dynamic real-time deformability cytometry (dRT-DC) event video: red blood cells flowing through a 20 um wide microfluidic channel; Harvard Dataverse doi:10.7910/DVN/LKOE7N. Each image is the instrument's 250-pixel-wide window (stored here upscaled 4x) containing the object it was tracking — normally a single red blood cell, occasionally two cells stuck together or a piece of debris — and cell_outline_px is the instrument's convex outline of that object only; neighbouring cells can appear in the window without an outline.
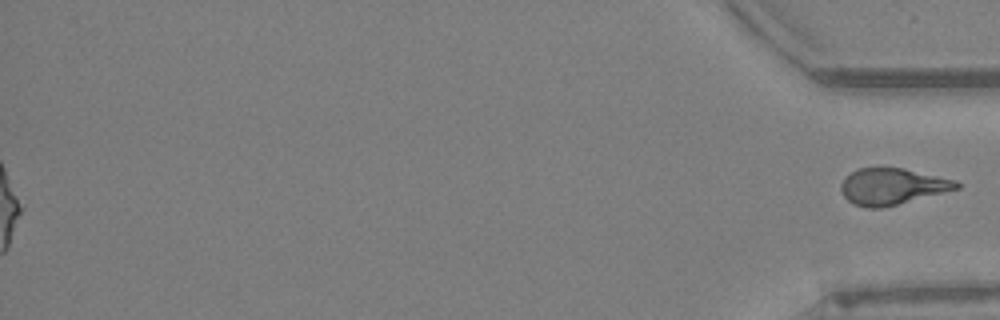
{"species": "Egyptian fruit bat (a non-hibernating species)", "species_latin": "Rousettus aegyptiacus", "temperature_condition": "warm", "stored_images_in_passage": 61, "segment_of_instrument_passage": [2, 2], "camera_frame_rate_fps": 3000, "um_per_image_px": 0.085, "animal": {"sex": "female"}, "frame": {"image": 1, "passage_image": 61, "time_ms": 20.0, "image_size_px": [1000, 320], "cell_outline_px": [[960, 188], [880, 208], [864, 208], [852, 204], [844, 196], [840, 188], [840, 184], [844, 176], [860, 168], [880, 164], [904, 168], [956, 180], [960, 184]], "centroid_in_image_um": [75.78, 15.8], "position_along_channel_um": 359.4, "area_um2": 24.97}}